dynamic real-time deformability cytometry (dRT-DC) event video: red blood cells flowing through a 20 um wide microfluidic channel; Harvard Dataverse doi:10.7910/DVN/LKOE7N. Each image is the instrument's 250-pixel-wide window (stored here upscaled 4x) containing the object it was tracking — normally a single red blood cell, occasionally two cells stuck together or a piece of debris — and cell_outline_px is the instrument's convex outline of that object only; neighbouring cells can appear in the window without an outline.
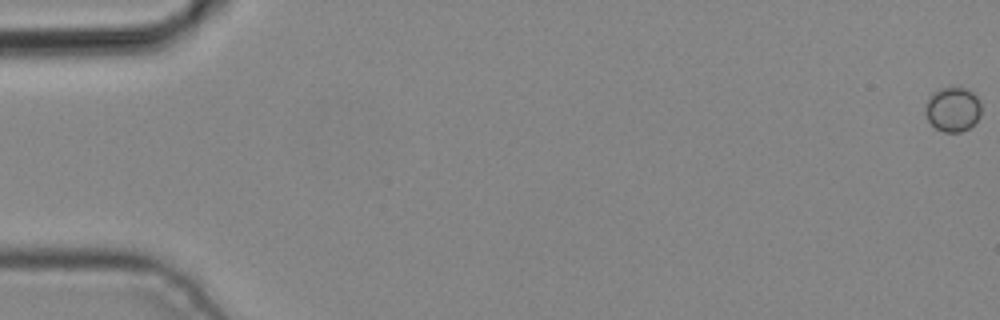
{"species": "common noctule bat (a hibernating species)", "species_latin": "Nyctalus noctula", "temperature_condition": "cold", "stored_images_in_passage": 4, "camera_frame_rate_fps": 3000, "um_per_image_px": 0.085, "animal": {"sex": "male", "body_mass_g": 19.2, "forearm_length_mm": 51.8}, "frame": {"image": 1, "passage_image": 1, "time_ms": 0.0, "image_size_px": [1000, 320], "cell_outline_px": [[980, 116], [968, 128], [960, 132], [944, 132], [936, 128], [928, 120], [924, 112], [924, 108], [928, 100], [936, 92], [944, 88], [968, 88], [976, 92], [980, 104]], "centroid_in_image_um": [81.01, 9.29], "position_along_channel_um": 4.0, "area_um2": 14.33}}
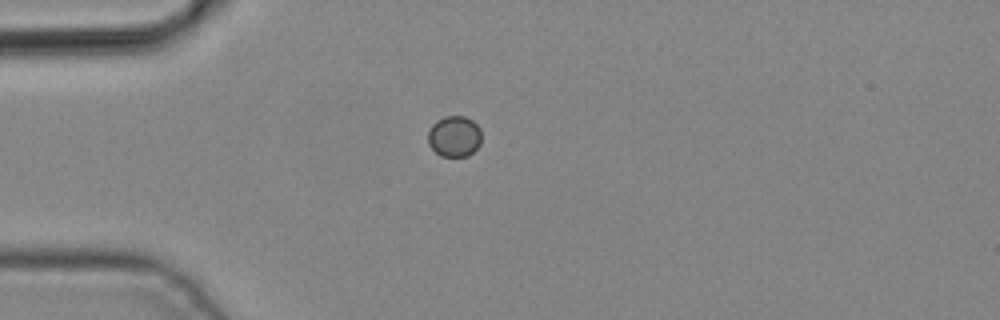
{"frame": {"image": 2, "passage_image": 4, "time_ms": 1.0, "image_size_px": [1000, 320], "cell_outline_px": [[480, 144], [468, 156], [440, 156], [428, 144], [428, 132], [432, 124], [436, 120], [444, 116], [464, 116], [472, 120], [480, 128]], "centroid_in_image_um": [38.6, 11.58], "position_along_channel_um": 46.4, "area_um2": 12.77}}